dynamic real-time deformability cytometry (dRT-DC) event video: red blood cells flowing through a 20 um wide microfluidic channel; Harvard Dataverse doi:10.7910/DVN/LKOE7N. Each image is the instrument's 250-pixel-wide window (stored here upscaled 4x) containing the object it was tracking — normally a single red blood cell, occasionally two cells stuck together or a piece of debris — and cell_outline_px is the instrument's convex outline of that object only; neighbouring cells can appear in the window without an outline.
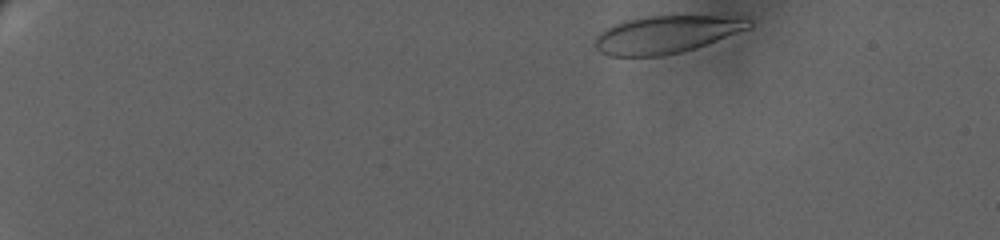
{"species": "human", "species_latin": "Homo sapiens", "temperature_condition": "warm", "stored_images_in_passage": 11, "camera_frame_rate_fps": 3000, "um_per_image_px": 0.085, "donor": {"sex": "female"}, "frame": {"image": 1, "passage_image": 1, "time_ms": 0.0, "image_size_px": [1000, 240], "cell_outline_px": [[752, 24], [748, 28], [716, 40], [680, 52], [664, 56], [608, 56], [600, 52], [592, 44], [596, 36], [604, 28], [620, 20], [644, 16], [676, 12], [748, 16], [752, 20]], "centroid_in_image_um": [56.64, 2.84], "position_along_channel_um": 28.4, "area_um2": 35.43}}
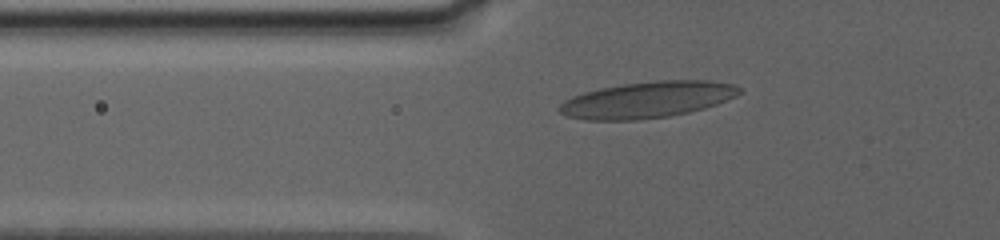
{"frame": {"image": 2, "passage_image": 8, "time_ms": 5.667, "image_size_px": [1000, 240], "cell_outline_px": [[740, 92], [736, 96], [716, 104], [704, 108], [688, 112], [668, 116], [636, 120], [584, 120], [568, 116], [560, 112], [556, 108], [564, 100], [572, 96], [584, 92], [600, 88], [624, 84], [656, 80], [708, 80], [736, 84], [740, 88]], "centroid_in_image_um": [55.01, 8.47], "position_along_channel_um": 70.8, "area_um2": 38.09}}
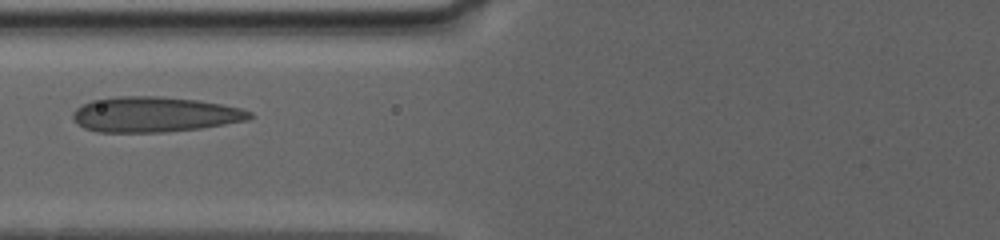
{"frame": {"image": 3, "passage_image": 10, "time_ms": 7.333, "image_size_px": [1000, 240], "cell_outline_px": [[252, 116], [248, 120], [200, 128], [164, 132], [96, 132], [84, 128], [76, 124], [72, 116], [72, 112], [76, 108], [92, 100], [116, 96], [160, 96], [196, 100], [220, 104], [240, 108], [252, 112]], "centroid_in_image_um": [13.09, 9.73], "position_along_channel_um": 112.7, "area_um2": 36.36}}